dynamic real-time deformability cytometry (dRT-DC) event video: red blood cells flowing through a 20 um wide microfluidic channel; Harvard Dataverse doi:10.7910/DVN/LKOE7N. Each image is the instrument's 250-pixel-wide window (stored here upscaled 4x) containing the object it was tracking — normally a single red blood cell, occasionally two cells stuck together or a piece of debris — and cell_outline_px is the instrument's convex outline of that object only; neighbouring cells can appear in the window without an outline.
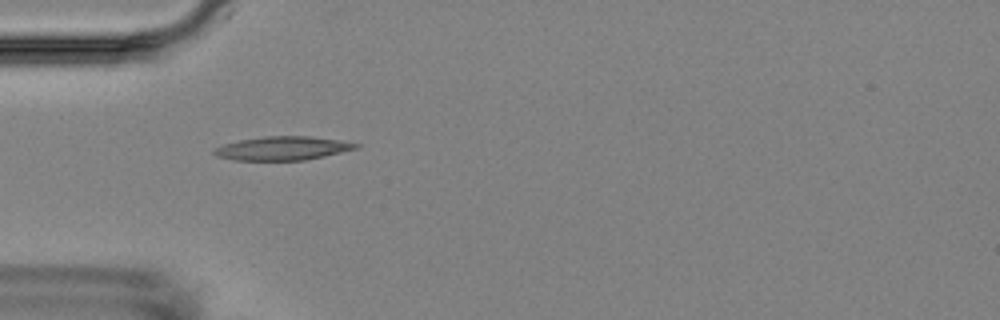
{"species": "Egyptian fruit bat (a non-hibernating species)", "species_latin": "Rousettus aegyptiacus", "temperature_condition": "room temperature", "stored_images_in_passage": 5, "camera_frame_rate_fps": 3000, "um_per_image_px": 0.085, "animal": {"sex": "female"}, "frame": {"image": 1, "passage_image": 4, "time_ms": 4.333, "image_size_px": [1000, 320], "cell_outline_px": [[360, 144], [356, 148], [324, 156], [304, 160], [236, 160], [216, 156], [212, 152], [216, 148], [224, 144], [240, 140], [264, 136], [308, 136], [340, 140]], "centroid_in_image_um": [24.0, 12.6], "position_along_channel_um": 61.0, "area_um2": 19.31}}